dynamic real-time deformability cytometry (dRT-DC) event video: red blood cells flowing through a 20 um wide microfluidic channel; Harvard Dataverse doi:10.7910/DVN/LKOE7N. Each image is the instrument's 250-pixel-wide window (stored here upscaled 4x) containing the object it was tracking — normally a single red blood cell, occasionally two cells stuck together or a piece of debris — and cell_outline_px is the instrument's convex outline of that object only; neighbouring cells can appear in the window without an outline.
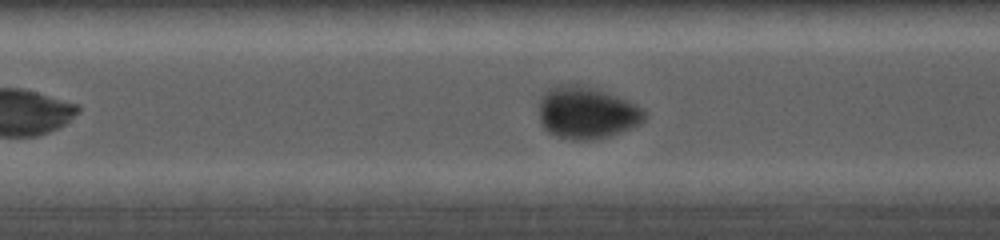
{"species": "common noctule bat (a hibernating species)", "species_latin": "Nyctalus noctula", "temperature_condition": "cold", "stored_images_in_passage": 49, "camera_frame_rate_fps": 5000, "um_per_image_px": 0.085, "animal": {"sex": "female", "body_mass_g": 19.0, "forearm_length_mm": 56.7}, "frame": {"image": 1, "passage_image": 15, "time_ms": 2.8, "image_size_px": [1000, 240], "cell_outline_px": [[644, 120], [640, 124], [608, 136], [596, 140], [572, 140], [556, 136], [548, 132], [540, 124], [540, 96], [548, 88], [556, 84], [576, 84], [592, 88], [628, 100], [644, 108]], "centroid_in_image_um": [49.83, 9.58], "position_along_channel_um": 157.6, "area_um2": 32.08}}
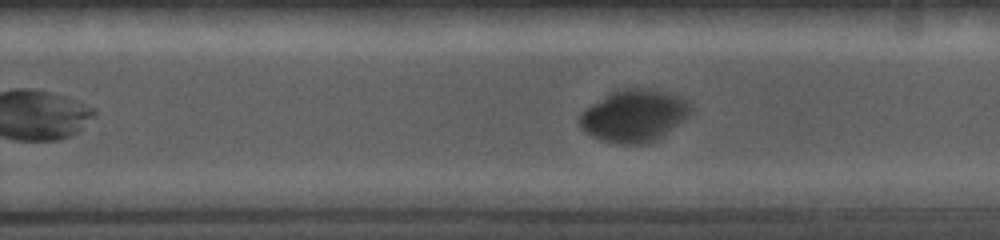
{"frame": {"image": 2, "passage_image": 30, "time_ms": 5.8, "image_size_px": [1000, 240], "cell_outline_px": [[692, 112], [684, 120], [656, 140], [648, 144], [620, 144], [600, 140], [584, 132], [580, 128], [580, 116], [588, 108], [604, 96], [616, 88], [652, 88], [680, 96], [688, 100], [692, 108]], "centroid_in_image_um": [53.93, 9.83], "position_along_channel_um": 275.9, "area_um2": 33.93}}